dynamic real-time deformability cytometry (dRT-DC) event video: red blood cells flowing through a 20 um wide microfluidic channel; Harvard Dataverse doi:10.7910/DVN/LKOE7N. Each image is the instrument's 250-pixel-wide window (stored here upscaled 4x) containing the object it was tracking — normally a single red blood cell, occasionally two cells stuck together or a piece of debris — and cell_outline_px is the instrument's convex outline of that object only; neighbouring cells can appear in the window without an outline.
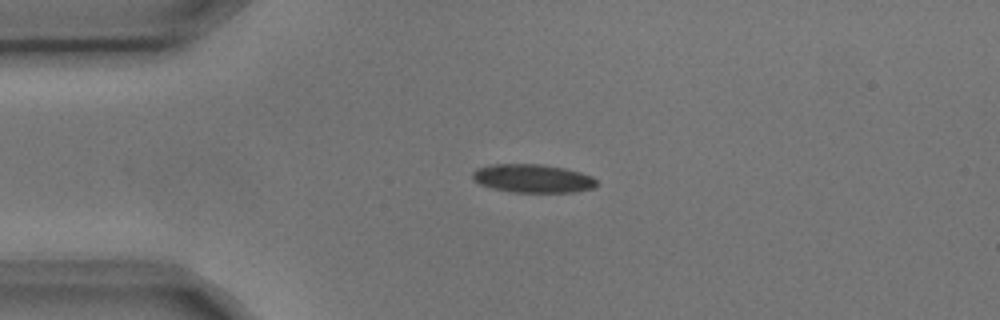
{"species": "common noctule bat (a hibernating species)", "species_latin": "Nyctalus noctula", "temperature_condition": "cold", "stored_images_in_passage": 4, "camera_frame_rate_fps": 3000, "um_per_image_px": 0.085, "animal": {"sex": "male", "body_mass_g": 17.9, "forearm_length_mm": 54.2}, "frame": {"image": 1, "passage_image": 4, "time_ms": 1.0, "image_size_px": [1000, 320], "cell_outline_px": [[596, 188], [572, 192], [512, 192], [492, 188], [480, 184], [472, 176], [472, 172], [476, 168], [492, 164], [540, 164], [564, 168], [580, 172], [592, 176], [596, 180]], "centroid_in_image_um": [45.29, 15.16], "position_along_channel_um": 39.7, "area_um2": 20.52}}